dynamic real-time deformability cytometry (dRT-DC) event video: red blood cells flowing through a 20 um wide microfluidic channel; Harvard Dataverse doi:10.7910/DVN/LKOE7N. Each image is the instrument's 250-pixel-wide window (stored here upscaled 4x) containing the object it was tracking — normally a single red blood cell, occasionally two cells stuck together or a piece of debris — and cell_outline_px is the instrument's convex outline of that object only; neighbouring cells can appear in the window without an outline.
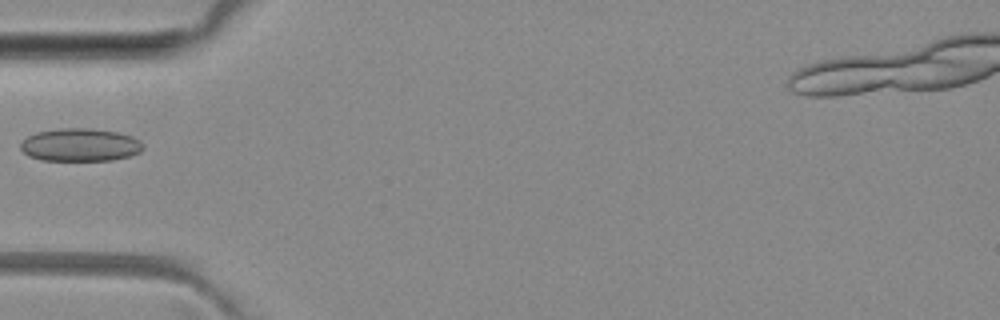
{"species": "common noctule bat (a hibernating species)", "species_latin": "Nyctalus noctula", "temperature_condition": "room temperature", "stored_images_in_passage": 5, "camera_frame_rate_fps": 3000, "um_per_image_px": 0.085, "animal": {"sex": "female", "body_mass_g": 29.2, "forearm_length_mm": 56.3}, "frame": {"image": 1, "passage_image": 4, "time_ms": 5.0, "image_size_px": [1000, 320], "cell_outline_px": [[144, 148], [140, 152], [128, 156], [112, 160], [44, 160], [28, 156], [20, 148], [20, 144], [28, 136], [36, 132], [60, 128], [92, 128], [120, 132], [132, 136], [140, 140], [144, 144]], "centroid_in_image_um": [6.84, 12.3], "position_along_channel_um": 78.2, "area_um2": 23.64}}
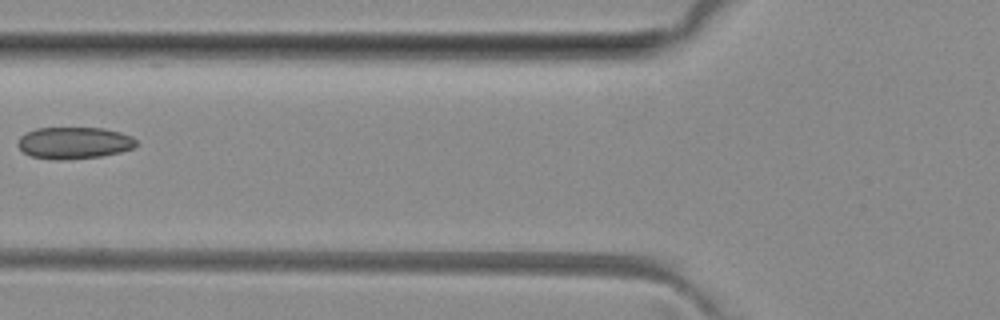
{"frame": {"image": 2, "passage_image": 5, "time_ms": 6.0, "image_size_px": [1000, 320], "cell_outline_px": [[136, 144], [132, 148], [120, 152], [100, 156], [64, 160], [56, 160], [32, 156], [24, 152], [16, 144], [20, 136], [24, 132], [36, 128], [104, 128], [120, 132], [132, 136], [136, 140]], "centroid_in_image_um": [6.27, 12.14], "position_along_channel_um": 119.5, "area_um2": 21.96}}